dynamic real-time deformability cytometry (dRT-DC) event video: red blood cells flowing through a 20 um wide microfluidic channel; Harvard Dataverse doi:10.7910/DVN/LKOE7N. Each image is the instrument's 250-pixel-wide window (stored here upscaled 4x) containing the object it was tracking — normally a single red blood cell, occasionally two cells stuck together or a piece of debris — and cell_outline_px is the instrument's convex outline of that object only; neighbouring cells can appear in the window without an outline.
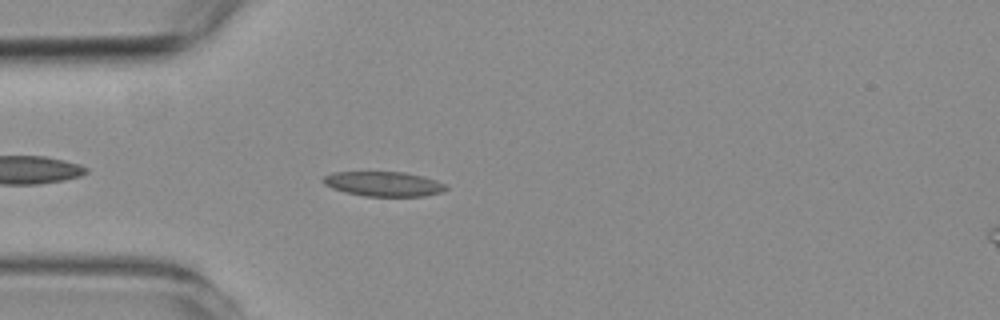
{"species": "common noctule bat (a hibernating species)", "species_latin": "Nyctalus noctula", "temperature_condition": "room temperature", "stored_images_in_passage": 43, "camera_frame_rate_fps": 3000, "um_per_image_px": 0.085, "animal": {"sex": "female", "body_mass_g": 19.3, "forearm_length_mm": 54.1}, "frame": {"image": 1, "passage_image": 4, "time_ms": 1.0, "image_size_px": [1000, 320], "cell_outline_px": [[448, 188], [444, 192], [424, 196], [364, 196], [344, 192], [332, 188], [324, 184], [320, 180], [324, 176], [332, 172], [404, 172], [424, 176], [436, 180], [444, 184]], "centroid_in_image_um": [32.6, 15.63], "position_along_channel_um": 52.4, "area_um2": 17.86}}
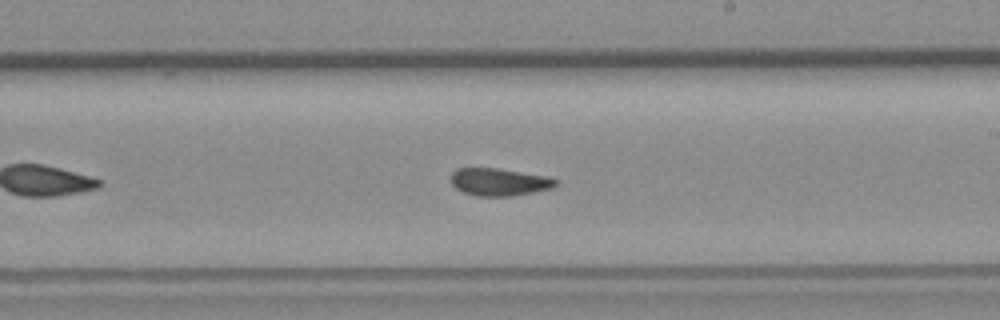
{"frame": {"image": 2, "passage_image": 20, "time_ms": 6.333, "image_size_px": [1000, 320], "cell_outline_px": [[560, 180], [556, 188], [512, 196], [476, 196], [464, 192], [456, 188], [452, 184], [452, 172], [456, 168], [496, 168], [544, 176]], "centroid_in_image_um": [42.47, 15.48], "position_along_channel_um": 246.5, "area_um2": 16.82}}
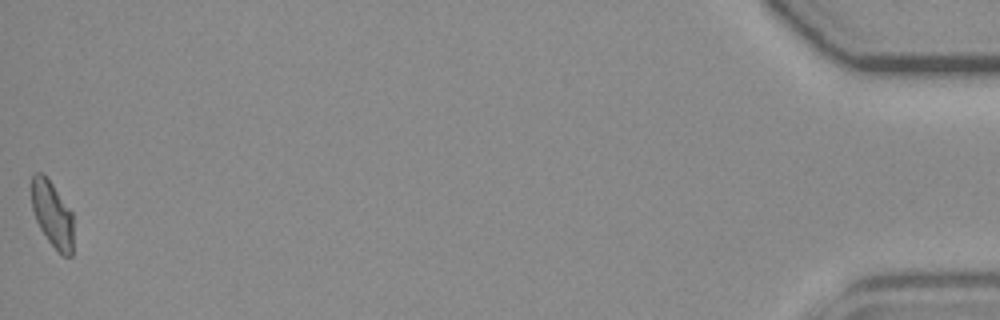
{"frame": {"image": 3, "passage_image": 43, "time_ms": 14.0, "image_size_px": [1000, 320], "cell_outline_px": [[72, 256], [64, 256], [48, 240], [40, 228], [36, 220], [32, 208], [32, 176], [36, 172], [40, 172], [52, 184], [72, 212]], "centroid_in_image_um": [4.44, 18.21], "position_along_channel_um": 430.8, "area_um2": 15.61}, "authors_computed_cell_mechanics": {"area_um2": 16.9932, "velocity_mm_per_s": 3.7855, "shape_relaxation_time_tau1_ms": null, "shape_relaxation_time_tau2_ms": 2.1873, "deformation_change_tau1": null, "deformation_change_tau2": 0.0724}}